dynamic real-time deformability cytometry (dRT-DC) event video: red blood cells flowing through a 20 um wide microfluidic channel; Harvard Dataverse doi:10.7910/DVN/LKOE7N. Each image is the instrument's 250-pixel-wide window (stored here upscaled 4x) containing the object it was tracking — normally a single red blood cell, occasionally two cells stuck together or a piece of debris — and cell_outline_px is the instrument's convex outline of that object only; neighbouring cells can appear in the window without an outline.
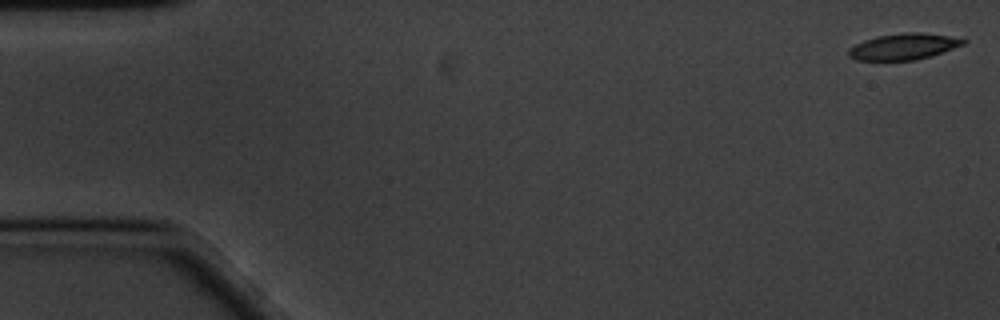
{"species": "common noctule bat (a hibernating species)", "species_latin": "Nyctalus noctula", "temperature_condition": "cold", "stored_images_in_passage": 14, "camera_frame_rate_fps": 3000, "um_per_image_px": 0.085, "animal": {"sex": "male", "body_mass_g": 20.1, "forearm_length_mm": 53.5}, "frame": {"image": 1, "passage_image": 1, "time_ms": 0.0, "image_size_px": [1000, 320], "cell_outline_px": [[968, 40], [964, 44], [932, 56], [916, 60], [856, 60], [848, 56], [848, 48], [864, 40], [876, 36], [904, 32], [920, 32], [964, 36]], "centroid_in_image_um": [76.89, 3.93], "position_along_channel_um": 8.1, "area_um2": 17.98}}